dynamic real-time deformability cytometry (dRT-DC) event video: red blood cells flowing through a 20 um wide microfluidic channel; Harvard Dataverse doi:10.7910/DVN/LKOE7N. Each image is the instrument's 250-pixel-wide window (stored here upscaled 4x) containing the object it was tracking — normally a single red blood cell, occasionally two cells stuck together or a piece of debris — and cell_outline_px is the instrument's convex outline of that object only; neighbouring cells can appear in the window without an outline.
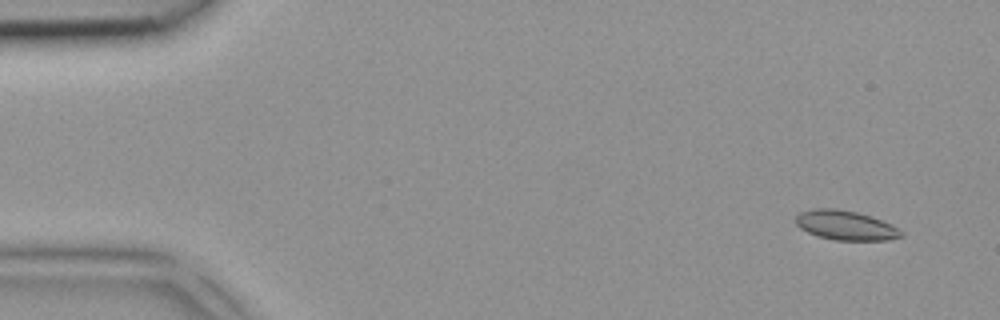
{"species": "common noctule bat (a hibernating species)", "species_latin": "Nyctalus noctula", "temperature_condition": "room temperature", "stored_images_in_passage": 4, "camera_frame_rate_fps": 3000, "um_per_image_px": 0.085, "animal": {"sex": "female", "body_mass_g": 18.4}, "frame": {"image": 1, "passage_image": 1, "time_ms": 0.0, "image_size_px": [1000, 320], "cell_outline_px": [[904, 236], [888, 240], [836, 240], [816, 236], [800, 228], [796, 224], [796, 216], [800, 212], [816, 208], [832, 208], [856, 212], [892, 224], [904, 232]], "centroid_in_image_um": [71.88, 19.16], "position_along_channel_um": 13.1, "area_um2": 18.03}}